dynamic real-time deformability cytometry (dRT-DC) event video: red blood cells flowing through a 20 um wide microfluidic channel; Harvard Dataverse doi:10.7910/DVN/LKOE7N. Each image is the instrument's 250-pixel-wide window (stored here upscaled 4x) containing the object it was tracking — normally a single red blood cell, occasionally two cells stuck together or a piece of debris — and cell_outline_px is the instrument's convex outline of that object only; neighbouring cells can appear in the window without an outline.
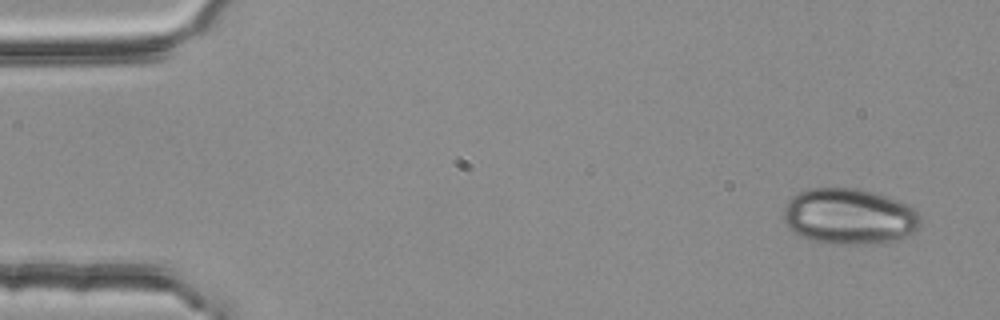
{"species": "common noctule bat (a hibernating species)", "species_latin": "Nyctalus noctula", "temperature_condition": "room temperature", "stored_images_in_passage": 4, "camera_frame_rate_fps": 3000, "um_per_image_px": 0.085, "animal": {"sex": "female", "body_mass_g": 25.1}, "frame": {"image": 1, "passage_image": 1, "time_ms": 0.0, "image_size_px": [1000, 320], "cell_outline_px": [[920, 228], [916, 232], [892, 240], [872, 244], [832, 244], [812, 240], [800, 236], [792, 232], [788, 228], [784, 220], [784, 208], [788, 200], [792, 196], [808, 188], [860, 188], [876, 192], [908, 204], [920, 216]], "centroid_in_image_um": [72.17, 18.39], "position_along_channel_um": 12.8, "area_um2": 44.91}}